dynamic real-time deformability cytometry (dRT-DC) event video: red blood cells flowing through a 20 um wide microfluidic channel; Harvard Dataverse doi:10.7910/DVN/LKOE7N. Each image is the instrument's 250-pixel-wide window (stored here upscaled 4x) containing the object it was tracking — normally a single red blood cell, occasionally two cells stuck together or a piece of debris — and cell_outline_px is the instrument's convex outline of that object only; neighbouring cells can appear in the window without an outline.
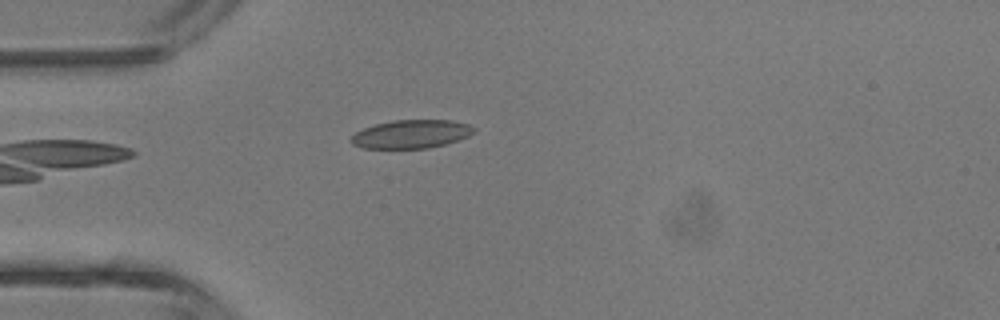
{"species": "common noctule bat (a hibernating species)", "species_latin": "Nyctalus noctula", "temperature_condition": "room temperature", "stored_images_in_passage": 4, "camera_frame_rate_fps": 3000, "um_per_image_px": 0.085, "animal": {"sex": "male", "body_mass_g": 13.3}, "frame": {"image": 1, "passage_image": 4, "time_ms": 4.333, "image_size_px": [1000, 320], "cell_outline_px": [[476, 132], [468, 136], [444, 144], [428, 148], [360, 148], [352, 144], [348, 140], [356, 132], [364, 128], [376, 124], [392, 120], [452, 120], [468, 124], [476, 128]], "centroid_in_image_um": [34.94, 11.39], "position_along_channel_um": 50.1, "area_um2": 20.35}}